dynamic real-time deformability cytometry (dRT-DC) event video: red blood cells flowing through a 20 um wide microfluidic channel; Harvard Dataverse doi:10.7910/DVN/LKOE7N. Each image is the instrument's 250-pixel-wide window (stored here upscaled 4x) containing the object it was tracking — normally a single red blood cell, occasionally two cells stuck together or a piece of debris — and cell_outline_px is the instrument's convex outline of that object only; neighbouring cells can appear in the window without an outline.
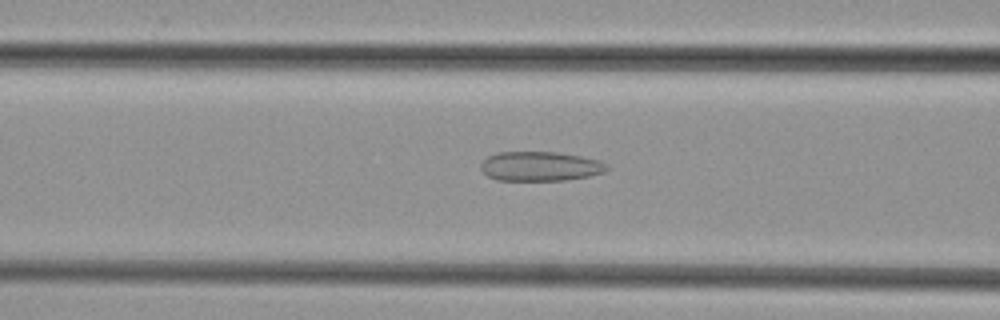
{"species": "common noctule bat (a hibernating species)", "species_latin": "Nyctalus noctula", "temperature_condition": "cold", "stored_images_in_passage": 31, "camera_frame_rate_fps": 3000, "um_per_image_px": 0.085, "animal": {"sex": "female", "body_mass_g": 29.2, "forearm_length_mm": 56.3}, "frame": {"image": 1, "passage_image": 5, "time_ms": 1.333, "image_size_px": [1000, 320], "cell_outline_px": [[608, 168], [604, 172], [588, 176], [564, 180], [496, 180], [488, 176], [480, 168], [480, 164], [488, 156], [496, 152], [556, 152], [580, 156], [600, 160], [608, 164]], "centroid_in_image_um": [45.91, 14.13], "position_along_channel_um": 120.7, "area_um2": 21.62}}
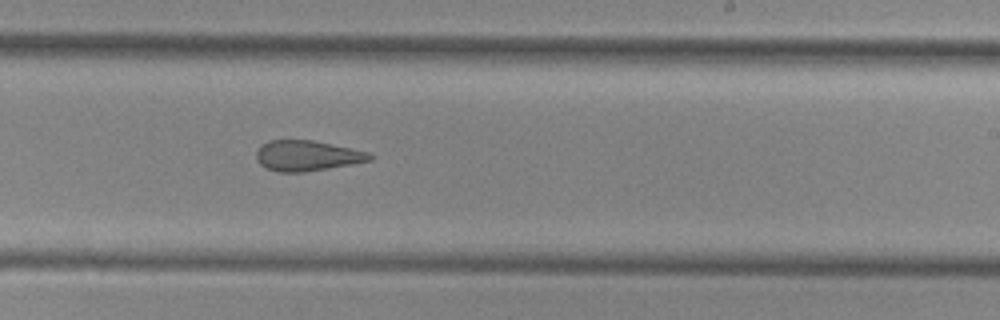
{"frame": {"image": 2, "passage_image": 15, "time_ms": 4.667, "image_size_px": [1000, 320], "cell_outline_px": [[376, 156], [372, 160], [352, 164], [304, 172], [276, 172], [260, 164], [256, 160], [256, 152], [260, 144], [268, 140], [312, 140], [368, 152]], "centroid_in_image_um": [26.08, 13.23], "position_along_channel_um": 262.9, "area_um2": 20.17}}
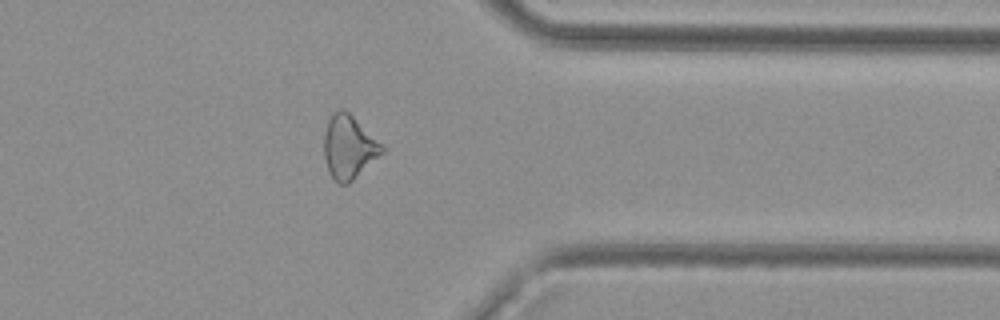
{"frame": {"image": 3, "passage_image": 24, "time_ms": 7.667, "image_size_px": [1000, 320], "cell_outline_px": [[388, 148], [384, 152], [348, 184], [340, 184], [328, 172], [324, 156], [324, 132], [328, 120], [340, 108], [344, 108], [384, 144]], "centroid_in_image_um": [29.68, 12.49], "position_along_channel_um": 381.7, "area_um2": 21.56}}